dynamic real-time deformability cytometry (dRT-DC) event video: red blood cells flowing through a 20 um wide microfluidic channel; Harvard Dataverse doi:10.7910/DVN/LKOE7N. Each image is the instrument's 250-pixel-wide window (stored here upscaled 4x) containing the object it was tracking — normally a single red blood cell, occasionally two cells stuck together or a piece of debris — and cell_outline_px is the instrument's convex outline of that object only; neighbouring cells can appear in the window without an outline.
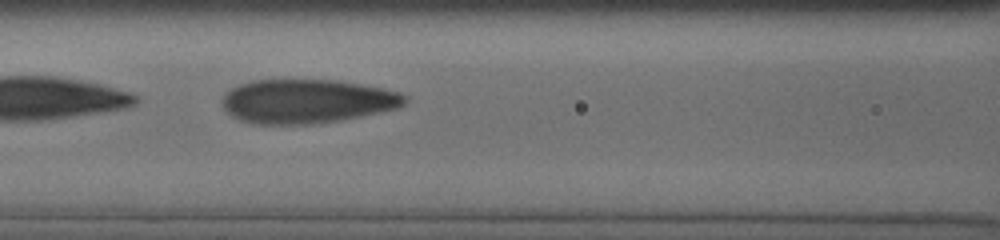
{"species": "human", "species_latin": "Homo sapiens", "temperature_condition": "cold", "stored_images_in_passage": 10, "camera_frame_rate_fps": 3000, "um_per_image_px": 0.085, "donor": {"sex": "male"}, "frame": {"image": 1, "passage_image": 7, "time_ms": 2.333, "image_size_px": [1000, 240], "cell_outline_px": [[408, 96], [404, 104], [396, 108], [360, 116], [340, 120], [312, 124], [252, 124], [240, 120], [232, 116], [224, 108], [224, 92], [240, 84], [252, 80], [336, 80], [384, 88]], "centroid_in_image_um": [26.07, 8.6], "position_along_channel_um": 140.5, "area_um2": 46.59}}
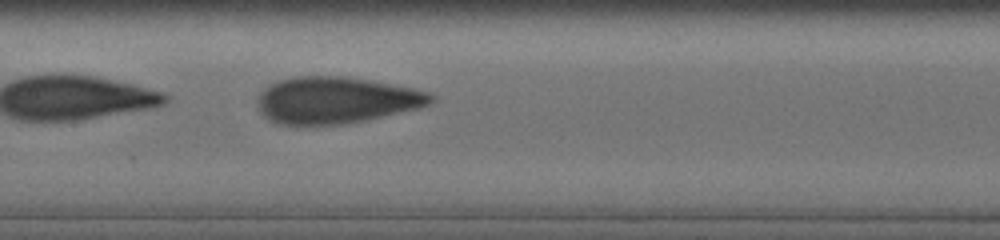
{"frame": {"image": 2, "passage_image": 10, "time_ms": 3.333, "image_size_px": [1000, 240], "cell_outline_px": [[436, 100], [420, 108], [364, 120], [344, 124], [280, 124], [268, 120], [260, 112], [256, 104], [256, 96], [268, 84], [276, 80], [292, 76], [344, 76], [368, 80], [412, 88], [432, 92], [436, 96]], "centroid_in_image_um": [28.53, 8.5], "position_along_channel_um": 178.9, "area_um2": 47.45}}